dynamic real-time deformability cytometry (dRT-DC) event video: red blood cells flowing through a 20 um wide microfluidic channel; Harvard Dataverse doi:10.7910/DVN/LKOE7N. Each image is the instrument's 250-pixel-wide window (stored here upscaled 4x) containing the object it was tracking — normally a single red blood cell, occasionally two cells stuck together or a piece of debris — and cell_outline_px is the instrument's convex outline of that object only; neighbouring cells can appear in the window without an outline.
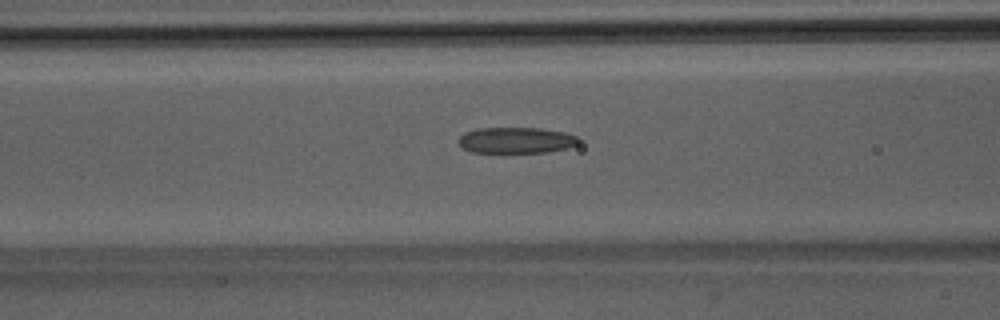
{"species": "Egyptian fruit bat (a non-hibernating species)", "species_latin": "Rousettus aegyptiacus", "temperature_condition": "room temperature", "stored_images_in_passage": 42, "camera_frame_rate_fps": 3000, "um_per_image_px": 0.085, "animal": {"sex": "male"}, "frame": {"image": 1, "passage_image": 12, "time_ms": 3.667, "image_size_px": [1000, 320], "cell_outline_px": [[580, 144], [568, 148], [548, 152], [504, 156], [472, 152], [464, 148], [460, 144], [460, 136], [464, 132], [476, 128], [540, 128], [564, 132], [576, 136], [580, 140]], "centroid_in_image_um": [43.87, 11.98], "position_along_channel_um": 122.7, "area_um2": 19.31}}
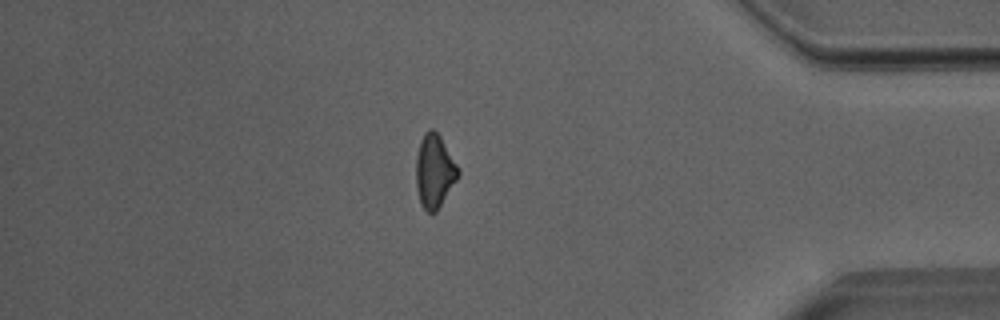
{"frame": {"image": 2, "passage_image": 35, "time_ms": 11.333, "image_size_px": [1000, 320], "cell_outline_px": [[460, 172], [456, 180], [436, 212], [428, 212], [420, 204], [416, 188], [416, 156], [420, 140], [424, 132], [428, 128], [432, 128], [440, 136], [460, 168]], "centroid_in_image_um": [36.91, 14.52], "position_along_channel_um": 398.3, "area_um2": 18.09}}
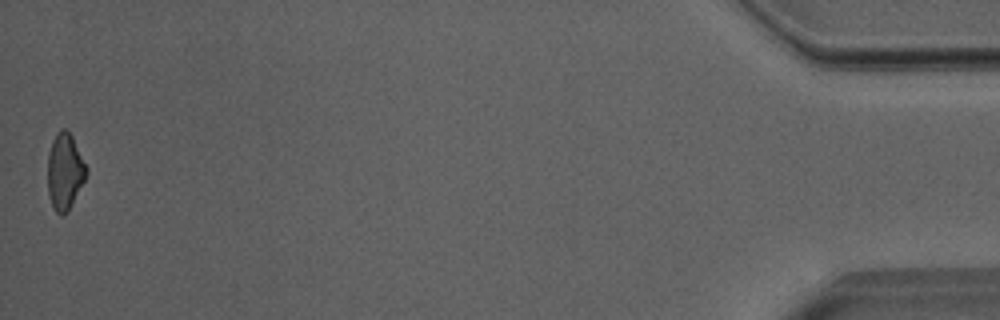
{"frame": {"image": 3, "passage_image": 42, "time_ms": 13.667, "image_size_px": [1000, 320], "cell_outline_px": [[88, 172], [68, 212], [64, 216], [60, 216], [52, 208], [48, 196], [48, 152], [52, 140], [56, 132], [60, 128], [64, 128], [72, 136], [88, 168]], "centroid_in_image_um": [5.49, 14.6], "position_along_channel_um": 429.7, "area_um2": 17.46}, "authors_computed_cell_mechanics": {"area_um2": 18.4093, "velocity_mm_per_s": 4.0269, "shape_relaxation_time_tau1_ms": 10.2054, "shape_relaxation_time_tau2_ms": 4.9694, "deformation_change_tau1": 0.2001, "deformation_change_tau2": 0.1532}}